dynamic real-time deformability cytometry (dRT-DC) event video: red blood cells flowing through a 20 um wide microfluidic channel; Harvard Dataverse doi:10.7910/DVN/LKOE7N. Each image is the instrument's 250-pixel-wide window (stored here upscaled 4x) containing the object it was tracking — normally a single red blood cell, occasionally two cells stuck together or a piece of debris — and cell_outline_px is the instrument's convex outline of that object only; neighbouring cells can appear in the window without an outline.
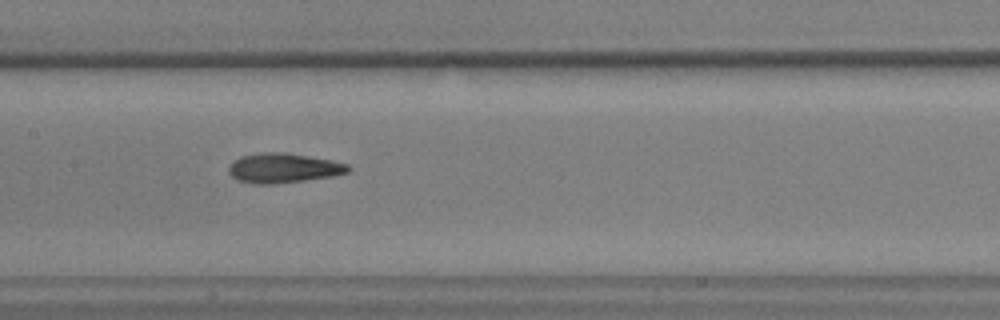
{"species": "common noctule bat (a hibernating species)", "species_latin": "Nyctalus noctula", "temperature_condition": "warm", "stored_images_in_passage": 35, "camera_frame_rate_fps": 3000, "um_per_image_px": 0.085, "animal": {"sex": "male", "body_mass_g": 17.9, "forearm_length_mm": 54.2}, "frame": {"image": 1, "passage_image": 14, "time_ms": 4.333, "image_size_px": [1000, 320], "cell_outline_px": [[352, 168], [348, 172], [332, 176], [304, 180], [272, 184], [256, 184], [236, 180], [228, 172], [228, 168], [240, 156], [264, 152], [284, 152], [332, 160], [348, 164]], "centroid_in_image_um": [24.09, 14.28], "position_along_channel_um": 183.3, "area_um2": 20.52}}
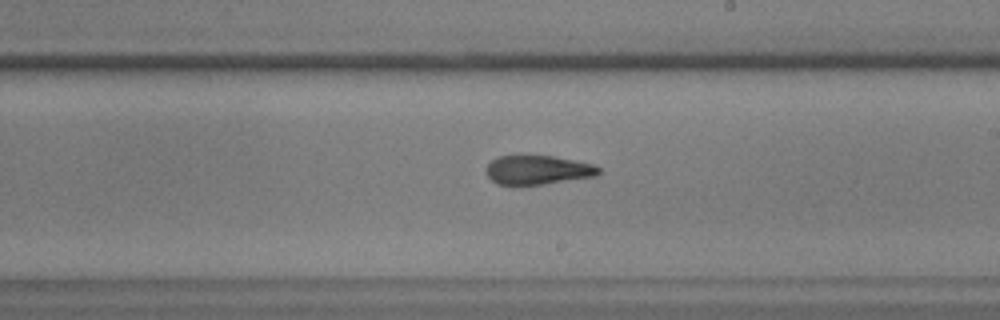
{"frame": {"image": 2, "passage_image": 19, "time_ms": 6.0, "image_size_px": [1000, 320], "cell_outline_px": [[600, 172], [596, 176], [540, 184], [496, 184], [488, 176], [484, 168], [492, 160], [500, 156], [524, 152], [552, 156], [592, 164], [600, 168]], "centroid_in_image_um": [45.64, 14.39], "position_along_channel_um": 243.4, "area_um2": 19.42}}
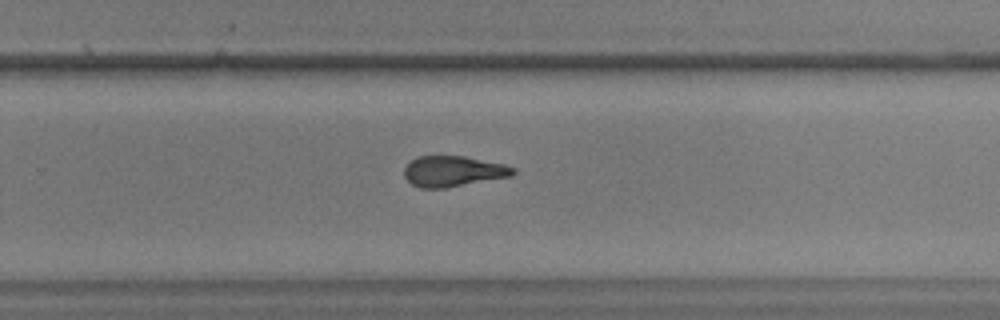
{"frame": {"image": 3, "passage_image": 23, "time_ms": 7.333, "image_size_px": [1000, 320], "cell_outline_px": [[516, 172], [512, 176], [444, 188], [420, 188], [412, 184], [404, 176], [404, 168], [416, 156], [464, 156], [504, 164], [516, 168]], "centroid_in_image_um": [38.53, 14.55], "position_along_channel_um": 291.3, "area_um2": 19.42}, "authors_computed_cell_mechanics": {"area_um2": 19.9988, "velocity_mm_per_s": 3.6179, "shape_relaxation_time_tau1_ms": null, "shape_relaxation_time_tau2_ms": 3.04, "deformation_change_tau1": null, "deformation_change_tau2": 0.118}}